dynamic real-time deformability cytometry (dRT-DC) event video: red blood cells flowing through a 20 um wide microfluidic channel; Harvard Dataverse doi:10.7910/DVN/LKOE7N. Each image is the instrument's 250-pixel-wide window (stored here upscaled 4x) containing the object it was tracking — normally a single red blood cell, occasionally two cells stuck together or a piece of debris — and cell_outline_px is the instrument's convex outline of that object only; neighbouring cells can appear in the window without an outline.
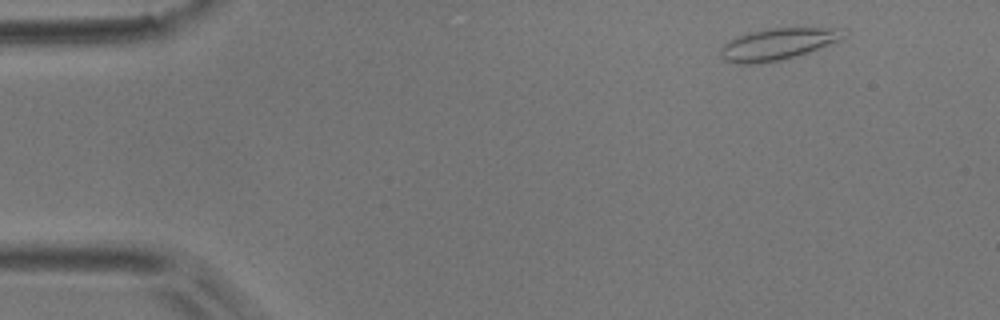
{"species": "common noctule bat (a hibernating species)", "species_latin": "Nyctalus noctula", "temperature_condition": "room temperature", "stored_images_in_passage": 3, "camera_frame_rate_fps": 3000, "um_per_image_px": 0.085, "animal": {"sex": "male", "body_mass_g": 17.9}, "frame": {"image": 1, "passage_image": 1, "time_ms": 0.0, "image_size_px": [1000, 320], "cell_outline_px": [[844, 36], [840, 40], [808, 52], [796, 56], [780, 60], [756, 64], [736, 64], [724, 60], [720, 56], [720, 48], [728, 40], [736, 36], [768, 28], [844, 28]], "centroid_in_image_um": [66.05, 3.75], "position_along_channel_um": 18.9, "area_um2": 22.66}}